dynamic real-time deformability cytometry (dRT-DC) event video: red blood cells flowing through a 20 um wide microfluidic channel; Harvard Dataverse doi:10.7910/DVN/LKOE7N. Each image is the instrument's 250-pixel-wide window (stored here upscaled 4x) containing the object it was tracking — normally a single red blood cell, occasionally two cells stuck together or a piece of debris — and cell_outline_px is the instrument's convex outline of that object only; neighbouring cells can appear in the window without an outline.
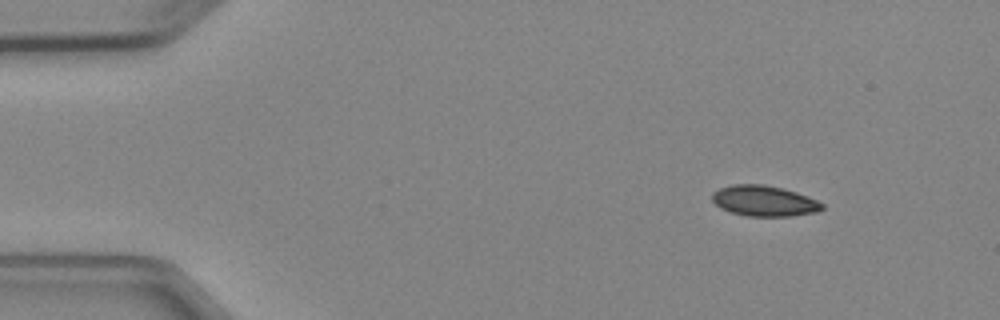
{"species": "Egyptian fruit bat (a non-hibernating species)", "species_latin": "Rousettus aegyptiacus", "temperature_condition": "cold", "stored_images_in_passage": 4, "camera_frame_rate_fps": 3000, "um_per_image_px": 0.085, "animal": {"sex": "female"}, "frame": {"image": 1, "passage_image": 1, "time_ms": 0.0, "image_size_px": [1000, 320], "cell_outline_px": [[824, 208], [816, 212], [792, 216], [748, 216], [732, 212], [720, 208], [712, 200], [712, 192], [720, 188], [732, 184], [764, 184], [784, 188], [808, 196], [824, 204]], "centroid_in_image_um": [64.96, 17.07], "position_along_channel_um": 20.0, "area_um2": 19.71}}
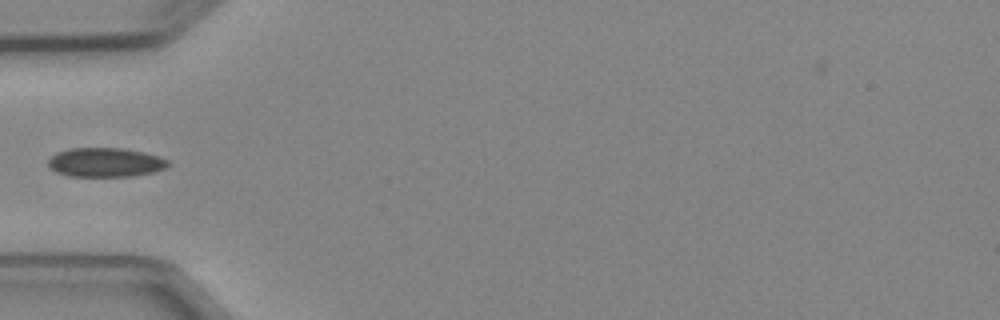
{"frame": {"image": 2, "passage_image": 4, "time_ms": 3.667, "image_size_px": [1000, 320], "cell_outline_px": [[168, 164], [164, 168], [152, 172], [132, 176], [68, 176], [56, 172], [48, 168], [48, 160], [56, 152], [68, 148], [124, 148], [144, 152], [168, 160]], "centroid_in_image_um": [8.89, 13.79], "position_along_channel_um": 76.1, "area_um2": 20.35}}